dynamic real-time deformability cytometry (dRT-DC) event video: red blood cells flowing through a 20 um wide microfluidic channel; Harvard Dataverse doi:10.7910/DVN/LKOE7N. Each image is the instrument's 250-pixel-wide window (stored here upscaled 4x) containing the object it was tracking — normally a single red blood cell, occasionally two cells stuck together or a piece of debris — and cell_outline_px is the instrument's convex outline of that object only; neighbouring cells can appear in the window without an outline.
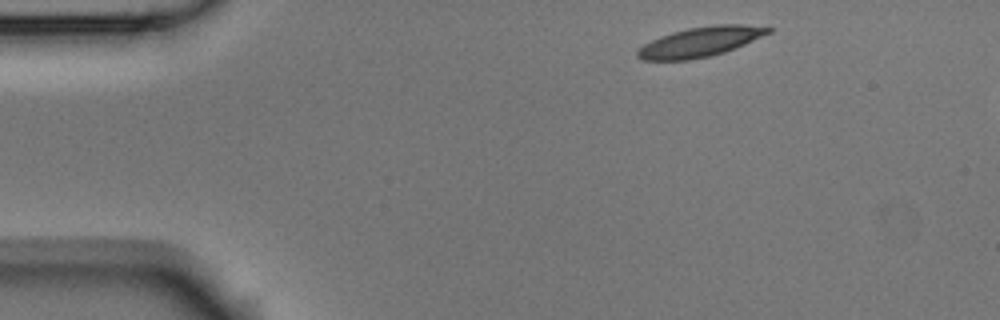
{"species": "Egyptian fruit bat (a non-hibernating species)", "species_latin": "Rousettus aegyptiacus", "temperature_condition": "room temperature", "stored_images_in_passage": 4, "camera_frame_rate_fps": 3000, "um_per_image_px": 0.085, "animal": {"sex": "male"}, "frame": {"image": 1, "passage_image": 1, "time_ms": 0.0, "image_size_px": [1000, 320], "cell_outline_px": [[772, 32], [744, 44], [724, 52], [692, 60], [640, 60], [636, 56], [636, 52], [644, 44], [660, 36], [672, 32], [688, 28], [712, 24], [744, 24], [772, 28]], "centroid_in_image_um": [59.51, 3.55], "position_along_channel_um": 25.5, "area_um2": 22.66}}